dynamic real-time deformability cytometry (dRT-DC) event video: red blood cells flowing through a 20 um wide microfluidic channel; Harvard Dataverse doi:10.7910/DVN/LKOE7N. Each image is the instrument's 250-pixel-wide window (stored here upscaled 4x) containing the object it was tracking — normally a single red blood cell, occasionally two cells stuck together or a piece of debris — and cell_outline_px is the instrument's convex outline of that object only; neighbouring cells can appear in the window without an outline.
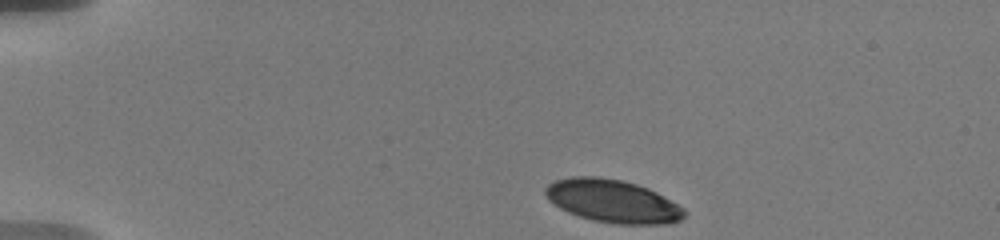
{"species": "human", "species_latin": "Homo sapiens", "temperature_condition": "warm", "stored_images_in_passage": 13, "camera_frame_rate_fps": 3000, "um_per_image_px": 0.085, "donor": {"sex": "male"}, "frame": {"image": 1, "passage_image": 1, "time_ms": 0.0, "image_size_px": [1000, 240], "cell_outline_px": [[688, 212], [680, 220], [668, 224], [616, 224], [592, 220], [568, 212], [560, 208], [548, 200], [544, 192], [544, 188], [548, 184], [556, 180], [572, 176], [600, 176], [620, 180], [636, 184], [648, 188], [656, 192], [684, 208]], "centroid_in_image_um": [52.07, 17.09], "position_along_channel_um": 32.9, "area_um2": 34.85}}